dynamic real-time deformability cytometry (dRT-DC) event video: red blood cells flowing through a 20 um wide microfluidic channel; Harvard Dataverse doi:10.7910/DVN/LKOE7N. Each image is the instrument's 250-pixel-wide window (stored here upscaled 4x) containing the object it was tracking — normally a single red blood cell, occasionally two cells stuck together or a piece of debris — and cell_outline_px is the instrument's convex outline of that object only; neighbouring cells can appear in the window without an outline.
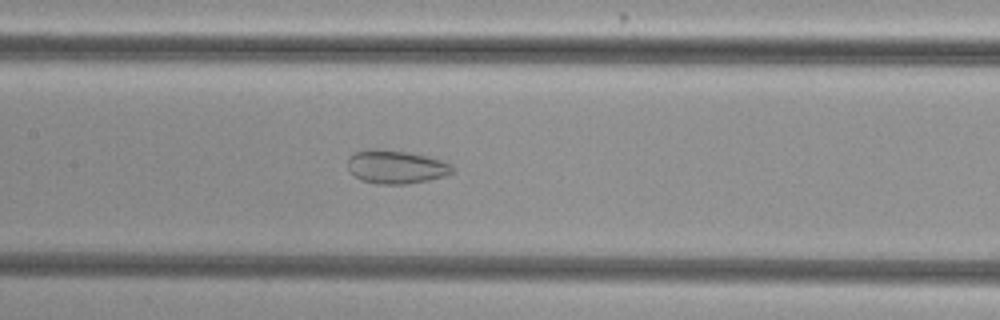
{"species": "common noctule bat (a hibernating species)", "species_latin": "Nyctalus noctula", "temperature_condition": "cold", "stored_images_in_passage": 39, "camera_frame_rate_fps": 3000, "um_per_image_px": 0.085, "animal": {"sex": "female", "body_mass_g": 29.2, "forearm_length_mm": 56.3}, "frame": {"image": 1, "passage_image": 15, "time_ms": 4.667, "image_size_px": [1000, 320], "cell_outline_px": [[452, 172], [444, 176], [428, 180], [408, 184], [376, 184], [360, 180], [348, 172], [348, 156], [352, 152], [368, 148], [380, 148], [404, 152], [424, 156], [440, 160], [448, 164], [452, 168]], "centroid_in_image_um": [33.54, 14.18], "position_along_channel_um": 173.9, "area_um2": 20.46}}
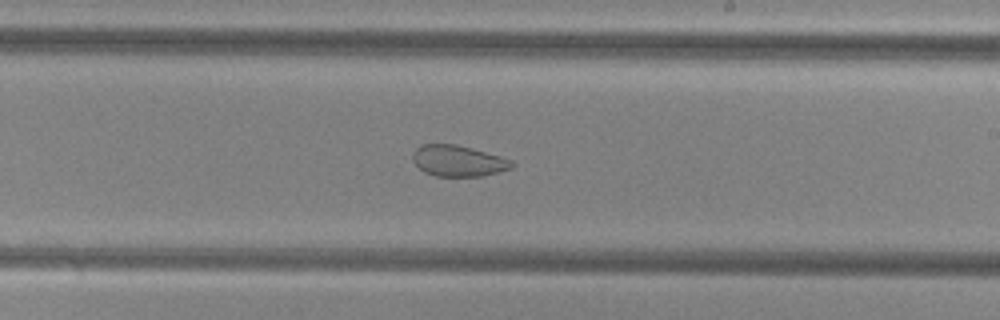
{"frame": {"image": 2, "passage_image": 21, "time_ms": 6.667, "image_size_px": [1000, 320], "cell_outline_px": [[516, 164], [512, 168], [484, 176], [436, 176], [424, 172], [412, 160], [412, 152], [420, 144], [456, 144], [500, 156], [512, 160]], "centroid_in_image_um": [38.94, 13.67], "position_along_channel_um": 250.1, "area_um2": 18.03}}
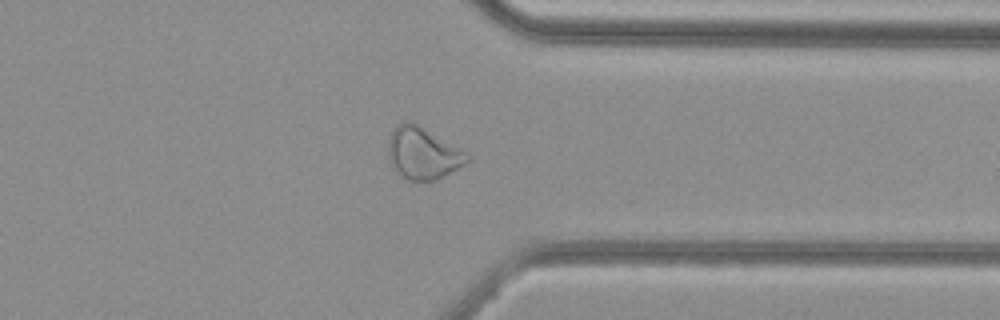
{"frame": {"image": 3, "passage_image": 31, "time_ms": 10.0, "image_size_px": [1000, 320], "cell_outline_px": [[472, 156], [464, 164], [436, 180], [408, 180], [396, 172], [392, 168], [388, 156], [388, 140], [392, 128], [396, 124], [404, 120], [412, 120], [468, 152]], "centroid_in_image_um": [35.92, 12.98], "position_along_channel_um": 375.5, "area_um2": 24.33}}